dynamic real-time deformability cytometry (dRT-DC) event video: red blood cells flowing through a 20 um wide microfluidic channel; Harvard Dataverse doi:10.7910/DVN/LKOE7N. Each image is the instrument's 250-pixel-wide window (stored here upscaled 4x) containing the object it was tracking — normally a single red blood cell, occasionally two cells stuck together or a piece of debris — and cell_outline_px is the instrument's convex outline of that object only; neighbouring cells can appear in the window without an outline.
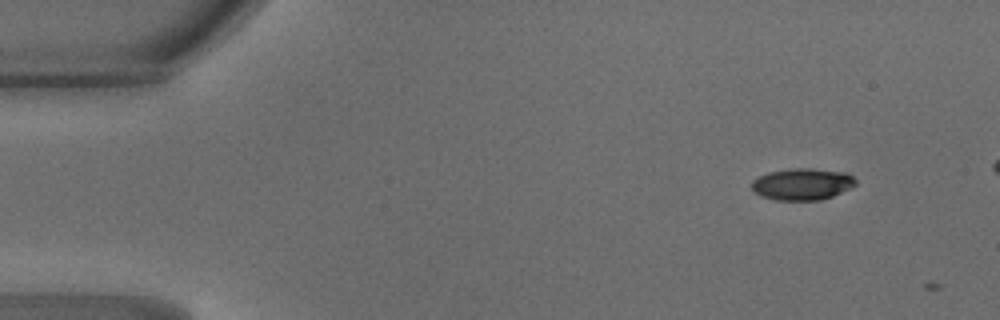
{"species": "common noctule bat (a hibernating species)", "species_latin": "Nyctalus noctula", "temperature_condition": "warm", "stored_images_in_passage": 4, "camera_frame_rate_fps": 3000, "um_per_image_px": 0.085, "animal": {"sex": "male", "body_mass_g": 18.8}, "frame": {"image": 1, "passage_image": 1, "time_ms": 0.0, "image_size_px": [1000, 320], "cell_outline_px": [[856, 184], [832, 196], [820, 200], [776, 200], [760, 196], [752, 188], [752, 180], [768, 172], [792, 168], [812, 168], [844, 172], [852, 176], [856, 180]], "centroid_in_image_um": [68.17, 15.64], "position_along_channel_um": 16.8, "area_um2": 19.07}}